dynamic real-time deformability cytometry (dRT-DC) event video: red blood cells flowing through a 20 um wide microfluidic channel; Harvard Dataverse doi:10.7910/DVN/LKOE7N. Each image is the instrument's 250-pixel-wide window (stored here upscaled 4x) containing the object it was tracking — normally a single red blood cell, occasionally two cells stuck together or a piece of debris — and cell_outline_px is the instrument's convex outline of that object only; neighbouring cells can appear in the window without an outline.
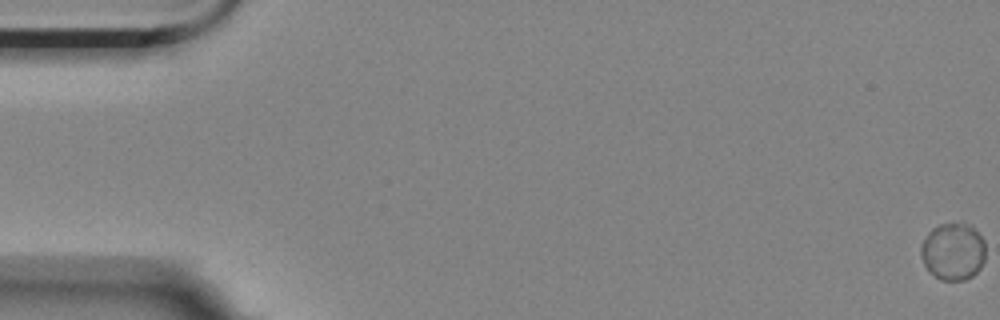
{"species": "Egyptian fruit bat (a non-hibernating species)", "species_latin": "Rousettus aegyptiacus", "temperature_condition": "room temperature", "stored_images_in_passage": 59, "camera_frame_rate_fps": 3000, "um_per_image_px": 0.085, "animal": {"sex": "female"}, "frame": {"image": 1, "passage_image": 1, "time_ms": 0.0, "image_size_px": [1000, 320], "cell_outline_px": [[984, 260], [980, 268], [972, 276], [964, 280], [940, 280], [924, 264], [920, 252], [920, 244], [928, 232], [932, 228], [940, 224], [972, 224], [984, 240]], "centroid_in_image_um": [81.01, 21.36], "position_along_channel_um": 4.0, "area_um2": 21.5}}
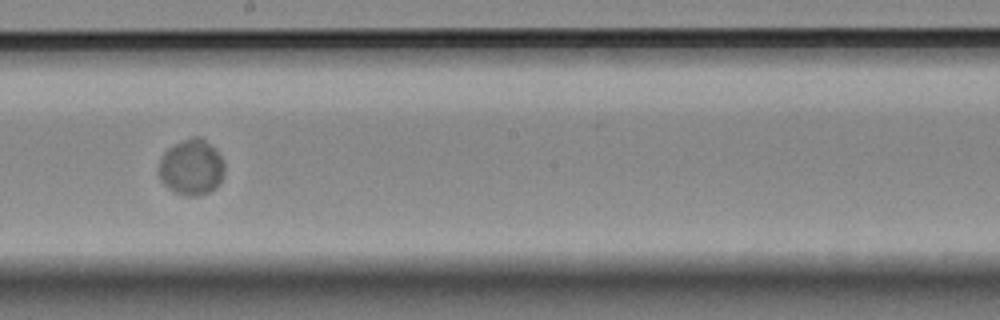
{"frame": {"image": 2, "passage_image": 34, "time_ms": 11.0, "image_size_px": [1000, 320], "cell_outline_px": [[224, 172], [220, 184], [216, 188], [208, 192], [196, 196], [184, 196], [168, 188], [160, 180], [160, 160], [164, 152], [168, 148], [192, 136], [200, 136], [216, 148], [224, 164]], "centroid_in_image_um": [16.3, 14.22], "position_along_channel_um": 231.9, "area_um2": 21.39}}
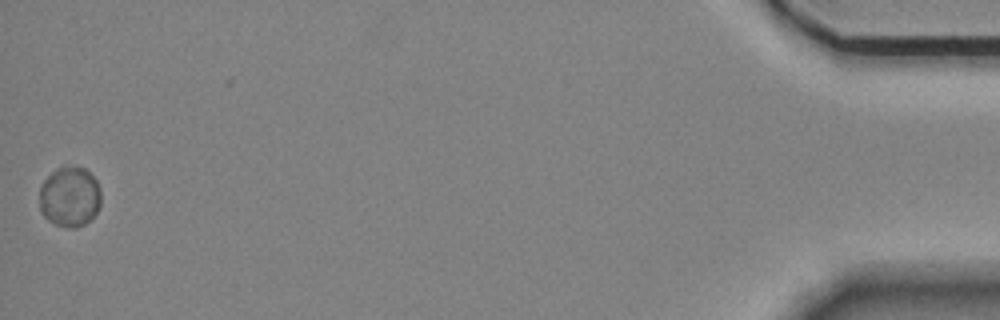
{"frame": {"image": 3, "passage_image": 59, "time_ms": 19.333, "image_size_px": [1000, 320], "cell_outline_px": [[100, 204], [96, 212], [84, 224], [76, 228], [72, 228], [56, 224], [48, 220], [40, 212], [40, 188], [44, 180], [52, 172], [64, 164], [84, 168], [96, 180], [100, 188]], "centroid_in_image_um": [5.91, 16.7], "position_along_channel_um": 429.3, "area_um2": 21.56}, "authors_computed_cell_mechanics": {"area_um2": 21.5016, "velocity_mm_per_s": 3.4587, "shape_relaxation_time_tau1_ms": 3.0694, "shape_relaxation_time_tau2_ms": null, "deformation_change_tau1": 0.0144, "deformation_change_tau2": null}}